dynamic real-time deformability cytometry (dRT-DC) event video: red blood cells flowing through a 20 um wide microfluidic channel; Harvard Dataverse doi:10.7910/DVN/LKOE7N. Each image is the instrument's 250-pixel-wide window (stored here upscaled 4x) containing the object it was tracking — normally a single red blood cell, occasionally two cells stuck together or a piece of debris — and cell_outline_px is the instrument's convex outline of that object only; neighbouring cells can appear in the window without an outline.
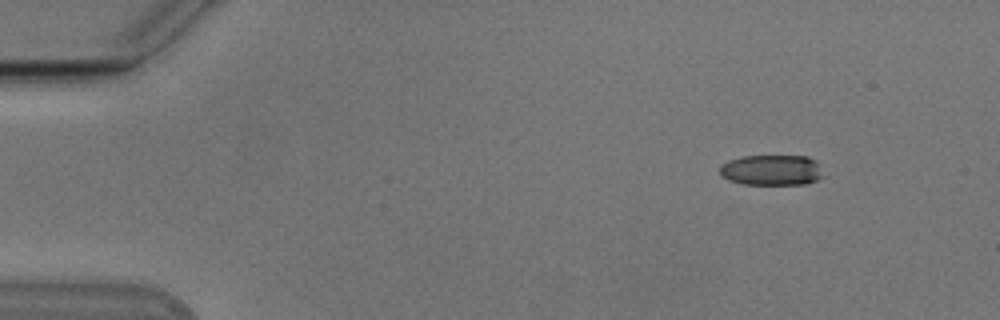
{"species": "Egyptian fruit bat (a non-hibernating species)", "species_latin": "Rousettus aegyptiacus", "temperature_condition": "cold", "stored_images_in_passage": 48, "camera_frame_rate_fps": 3000, "um_per_image_px": 0.085, "animal": {"sex": "male"}, "frame": {"image": 1, "passage_image": 1, "time_ms": 0.0, "image_size_px": [1000, 320], "cell_outline_px": [[824, 176], [808, 184], [744, 184], [728, 180], [720, 176], [720, 164], [728, 160], [740, 156], [808, 156], [816, 160]], "centroid_in_image_um": [65.57, 14.45], "position_along_channel_um": 19.4, "area_um2": 18.67}}
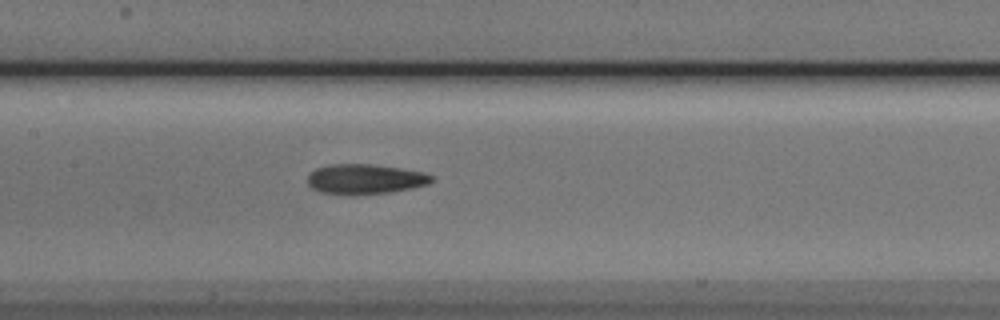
{"frame": {"image": 2, "passage_image": 21, "time_ms": 6.667, "image_size_px": [1000, 320], "cell_outline_px": [[436, 180], [428, 184], [412, 188], [392, 192], [352, 196], [320, 192], [312, 188], [308, 184], [308, 176], [316, 168], [328, 164], [372, 164], [400, 168], [424, 172], [432, 176]], "centroid_in_image_um": [31.04, 15.24], "position_along_channel_um": 176.4, "area_um2": 22.02}}
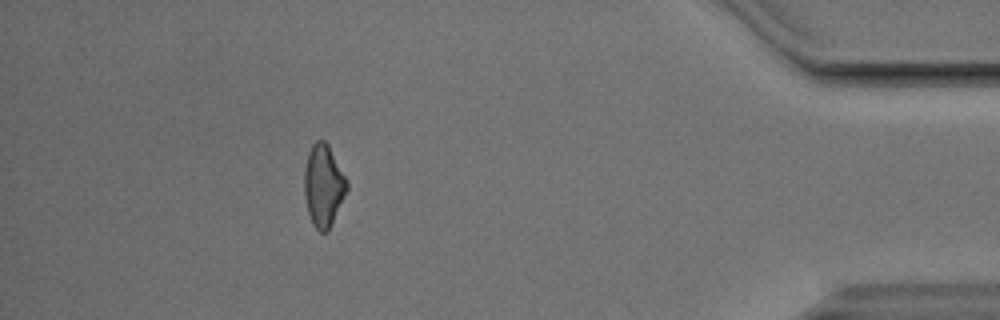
{"frame": {"image": 3, "passage_image": 43, "time_ms": 14.0, "image_size_px": [1000, 320], "cell_outline_px": [[348, 188], [328, 232], [320, 232], [312, 224], [308, 212], [304, 192], [304, 168], [308, 152], [312, 144], [316, 140], [324, 140], [328, 144], [348, 184]], "centroid_in_image_um": [27.47, 15.78], "position_along_channel_um": 407.7, "area_um2": 20.17}, "authors_computed_cell_mechanics": {"area_um2": 20.8369, "velocity_mm_per_s": 3.8444, "shape_relaxation_time_tau1_ms": 3.3173, "shape_relaxation_time_tau2_ms": 2.297, "deformation_change_tau1": 0.1583, "deformation_change_tau2": 0.1189}}